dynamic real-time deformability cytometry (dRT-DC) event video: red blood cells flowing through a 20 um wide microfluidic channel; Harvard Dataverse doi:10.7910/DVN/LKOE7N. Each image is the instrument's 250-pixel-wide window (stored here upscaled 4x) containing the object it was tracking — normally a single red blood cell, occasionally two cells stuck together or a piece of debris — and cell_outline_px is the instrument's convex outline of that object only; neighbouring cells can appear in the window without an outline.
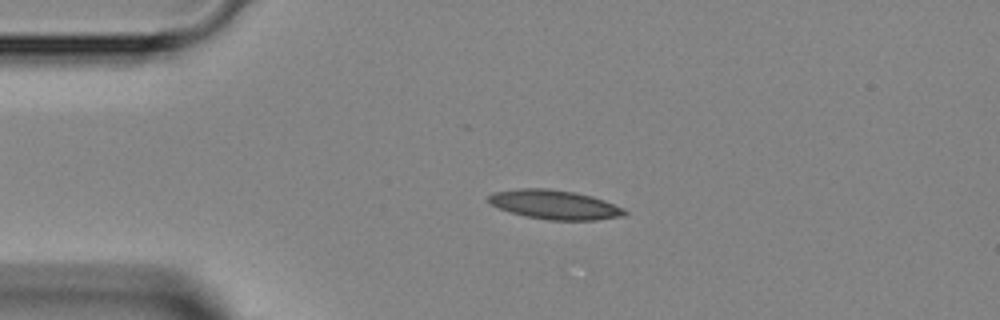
{"species": "Egyptian fruit bat (a non-hibernating species)", "species_latin": "Rousettus aegyptiacus", "temperature_condition": "room temperature", "stored_images_in_passage": 46, "camera_frame_rate_fps": 3000, "um_per_image_px": 0.085, "animal": {"sex": "female"}, "frame": {"image": 1, "passage_image": 9, "time_ms": 2.667, "image_size_px": [1000, 320], "cell_outline_px": [[628, 212], [624, 216], [596, 220], [548, 220], [524, 216], [488, 204], [488, 196], [492, 192], [516, 188], [548, 188], [576, 192], [592, 196], [604, 200], [624, 208]], "centroid_in_image_um": [47.14, 17.39], "position_along_channel_um": 37.9, "area_um2": 23.41}}
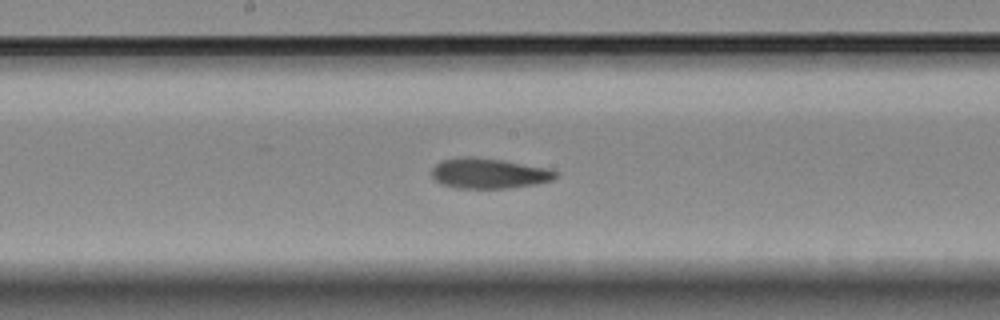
{"frame": {"image": 2, "passage_image": 23, "time_ms": 7.333, "image_size_px": [1000, 320], "cell_outline_px": [[560, 176], [552, 180], [536, 184], [512, 188], [456, 188], [440, 184], [432, 176], [432, 168], [440, 160], [460, 156], [472, 156], [504, 160], [548, 168], [560, 172]], "centroid_in_image_um": [41.58, 14.73], "position_along_channel_um": 206.6, "area_um2": 22.31}}
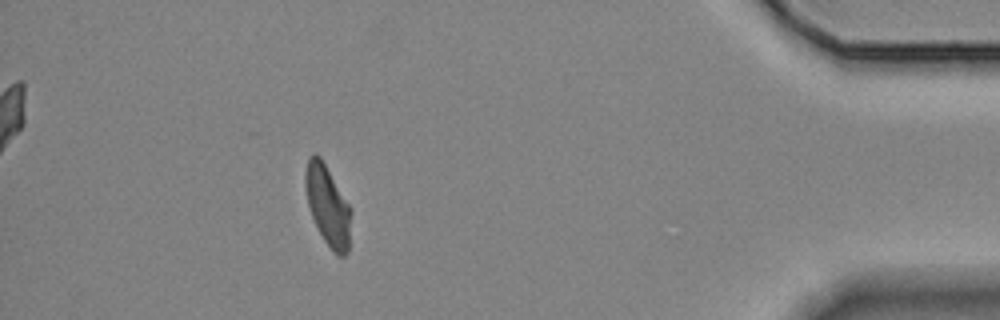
{"frame": {"image": 3, "passage_image": 41, "time_ms": 13.333, "image_size_px": [1000, 320], "cell_outline_px": [[352, 212], [348, 252], [344, 256], [336, 256], [332, 252], [324, 240], [312, 216], [308, 204], [304, 184], [304, 172], [308, 156], [316, 152], [320, 156], [352, 208]], "centroid_in_image_um": [27.87, 17.46], "position_along_channel_um": 407.3, "area_um2": 21.68}}